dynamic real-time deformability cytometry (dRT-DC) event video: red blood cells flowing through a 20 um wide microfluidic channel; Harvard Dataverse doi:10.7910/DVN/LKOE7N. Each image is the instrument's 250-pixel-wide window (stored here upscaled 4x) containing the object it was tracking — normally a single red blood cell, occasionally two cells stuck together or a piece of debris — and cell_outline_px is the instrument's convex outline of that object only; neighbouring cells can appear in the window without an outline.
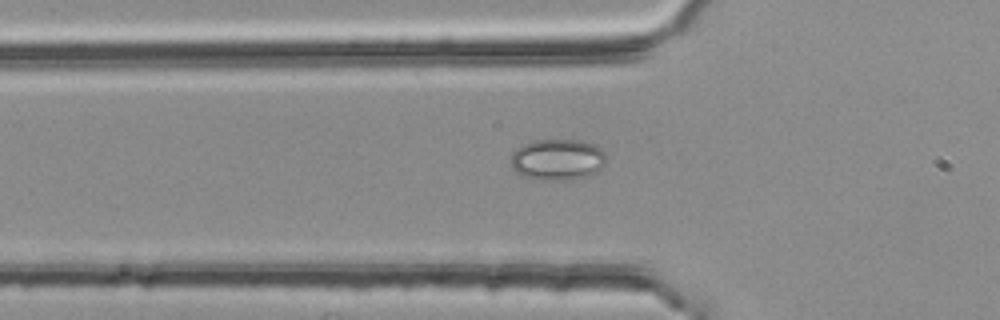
{"species": "common noctule bat (a hibernating species)", "species_latin": "Nyctalus noctula", "temperature_condition": "room temperature", "stored_images_in_passage": 35, "camera_frame_rate_fps": 3000, "um_per_image_px": 0.085, "animal": {"sex": "female", "body_mass_g": 25.1}, "frame": {"image": 1, "passage_image": 3, "time_ms": 0.667, "image_size_px": [1000, 320], "cell_outline_px": [[604, 164], [596, 172], [588, 176], [572, 180], [532, 180], [520, 176], [512, 168], [508, 160], [512, 152], [516, 148], [524, 144], [536, 140], [580, 140], [596, 144], [604, 152]], "centroid_in_image_um": [47.33, 13.58], "position_along_channel_um": 78.5, "area_um2": 23.41}}
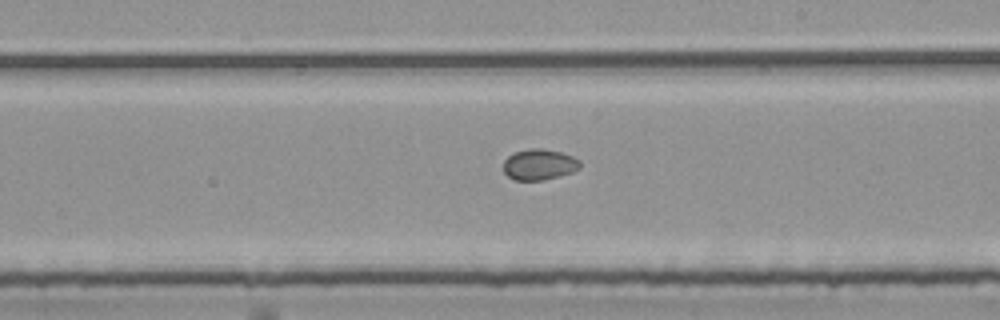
{"frame": {"image": 2, "passage_image": 16, "time_ms": 5.0, "image_size_px": [1000, 320], "cell_outline_px": [[580, 168], [572, 172], [560, 176], [544, 180], [512, 180], [504, 172], [504, 160], [512, 152], [528, 148], [540, 148], [560, 152], [572, 156], [580, 160]], "centroid_in_image_um": [45.82, 13.98], "position_along_channel_um": 243.2, "area_um2": 13.93}}
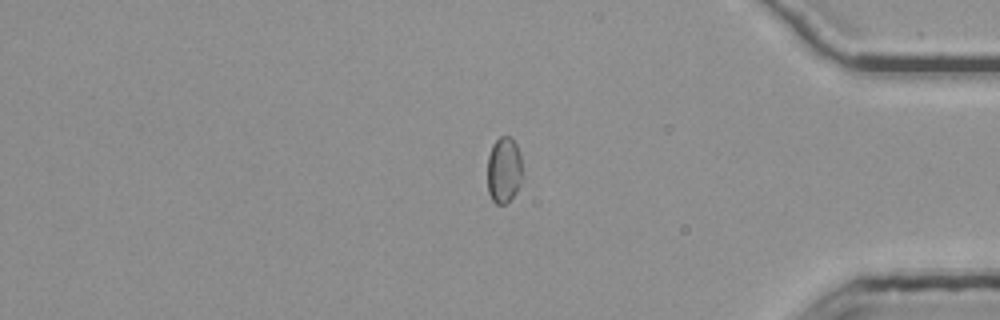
{"frame": {"image": 3, "passage_image": 30, "time_ms": 9.667, "image_size_px": [1000, 320], "cell_outline_px": [[520, 184], [516, 192], [504, 204], [496, 204], [492, 200], [488, 192], [488, 156], [492, 144], [500, 136], [508, 136], [516, 144], [520, 152]], "centroid_in_image_um": [42.8, 14.44], "position_along_channel_um": 392.4, "area_um2": 13.24}, "authors_computed_cell_mechanics": {"area_um2": 14.1032, "velocity_mm_per_s": 3.7981, "shape_relaxation_time_tau1_ms": null, "shape_relaxation_time_tau2_ms": 5.5397, "deformation_change_tau1": null, "deformation_change_tau2": 0.0542}}